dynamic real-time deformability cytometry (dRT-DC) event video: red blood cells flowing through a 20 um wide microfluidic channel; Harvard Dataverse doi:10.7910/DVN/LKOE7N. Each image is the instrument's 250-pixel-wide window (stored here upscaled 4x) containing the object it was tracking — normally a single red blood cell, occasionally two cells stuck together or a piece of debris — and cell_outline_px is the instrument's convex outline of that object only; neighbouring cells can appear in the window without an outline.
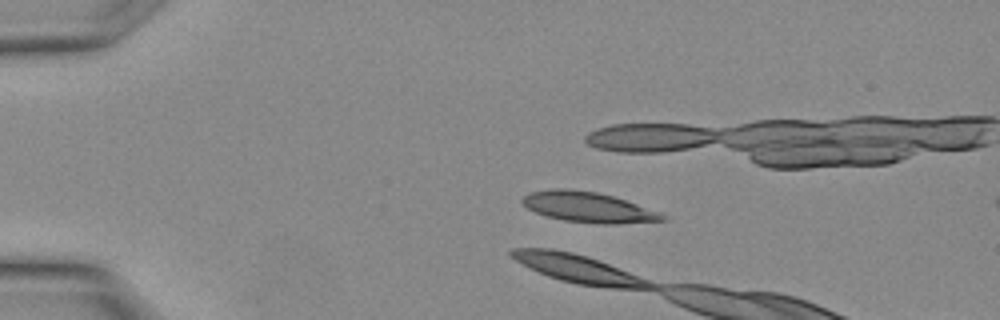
{"species": "Egyptian fruit bat (a non-hibernating species)", "species_latin": "Rousettus aegyptiacus", "temperature_condition": "warm", "stored_images_in_passage": 10, "camera_frame_rate_fps": 3000, "um_per_image_px": 0.085, "animal": {"sex": "female"}, "frame": {"image": 1, "passage_image": 1, "time_ms": 0.0, "image_size_px": [1000, 320], "cell_outline_px": [[668, 220], [616, 224], [604, 224], [564, 220], [548, 216], [536, 212], [528, 208], [520, 200], [528, 192], [548, 188], [572, 188], [596, 192], [612, 196], [660, 212], [668, 216]], "centroid_in_image_um": [49.99, 17.6], "position_along_channel_um": 35.0, "area_um2": 24.8}}